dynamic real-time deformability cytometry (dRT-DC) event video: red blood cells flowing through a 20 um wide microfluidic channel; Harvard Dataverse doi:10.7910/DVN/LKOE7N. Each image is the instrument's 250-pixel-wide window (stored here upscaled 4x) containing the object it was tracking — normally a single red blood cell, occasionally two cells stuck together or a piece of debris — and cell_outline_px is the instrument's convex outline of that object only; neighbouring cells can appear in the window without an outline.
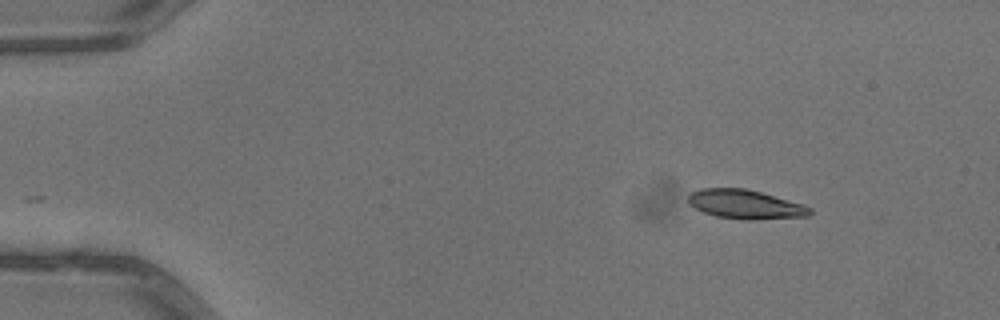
{"species": "common noctule bat (a hibernating species)", "species_latin": "Nyctalus noctula", "temperature_condition": "warm", "stored_images_in_passage": 2, "camera_frame_rate_fps": 3000, "um_per_image_px": 0.085, "animal": {"sex": "male", "body_mass_g": 13.3}, "frame": {"image": 1, "passage_image": 2, "time_ms": 0.333, "image_size_px": [1000, 320], "cell_outline_px": [[812, 212], [808, 216], [752, 220], [740, 220], [716, 216], [704, 212], [688, 204], [688, 196], [692, 192], [700, 188], [744, 188], [760, 192], [804, 204], [812, 208]], "centroid_in_image_um": [63.35, 17.37], "position_along_channel_um": 21.6, "area_um2": 20.69}}